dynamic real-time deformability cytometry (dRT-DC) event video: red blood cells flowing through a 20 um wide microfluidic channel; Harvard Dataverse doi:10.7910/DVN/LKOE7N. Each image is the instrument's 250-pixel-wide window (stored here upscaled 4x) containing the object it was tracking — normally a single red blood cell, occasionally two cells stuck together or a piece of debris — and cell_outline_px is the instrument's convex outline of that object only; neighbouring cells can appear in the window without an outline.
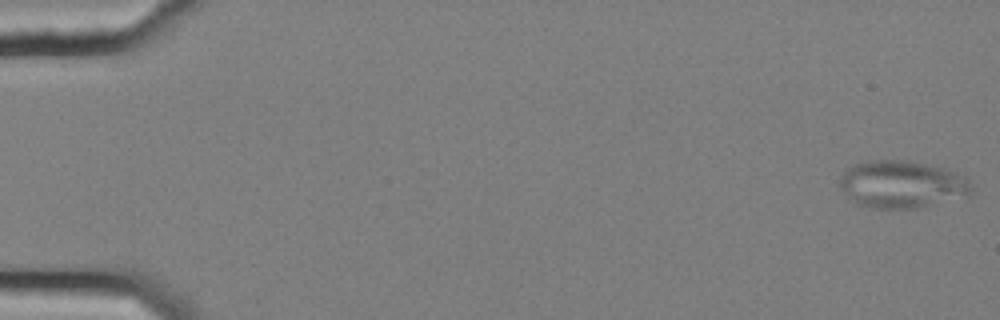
{"species": "common noctule bat (a hibernating species)", "species_latin": "Nyctalus noctula", "temperature_condition": "cold", "stored_images_in_passage": 56, "camera_frame_rate_fps": 3000, "um_per_image_px": 0.085, "animal": {"sex": "female", "body_mass_g": 25.1}, "frame": {"image": 1, "passage_image": 1, "time_ms": 0.0, "image_size_px": [1000, 320], "cell_outline_px": [[972, 188], [968, 192], [916, 208], [876, 208], [856, 204], [848, 200], [840, 184], [840, 176], [848, 168], [856, 164], [868, 160], [908, 160], [940, 168], [952, 172], [968, 180]], "centroid_in_image_um": [76.5, 15.65], "position_along_channel_um": 8.5, "area_um2": 35.14}}
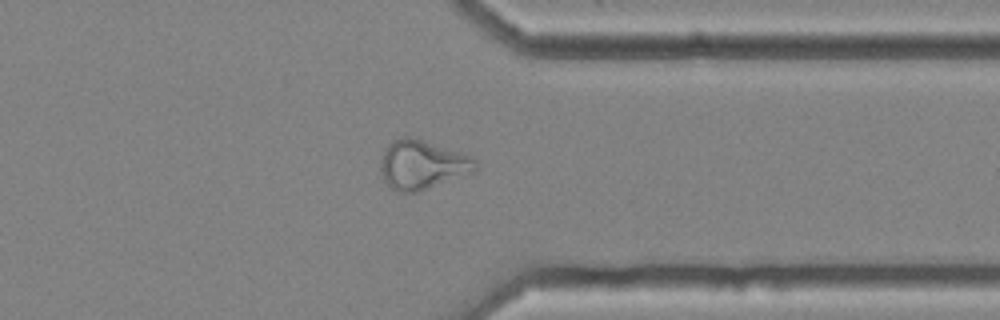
{"frame": {"image": 2, "passage_image": 44, "time_ms": 14.333, "image_size_px": [1000, 320], "cell_outline_px": [[476, 172], [420, 192], [396, 192], [384, 180], [380, 172], [380, 164], [384, 152], [388, 144], [404, 136], [408, 136], [472, 156], [476, 160]], "centroid_in_image_um": [35.91, 14.04], "position_along_channel_um": 375.5, "area_um2": 27.11}}
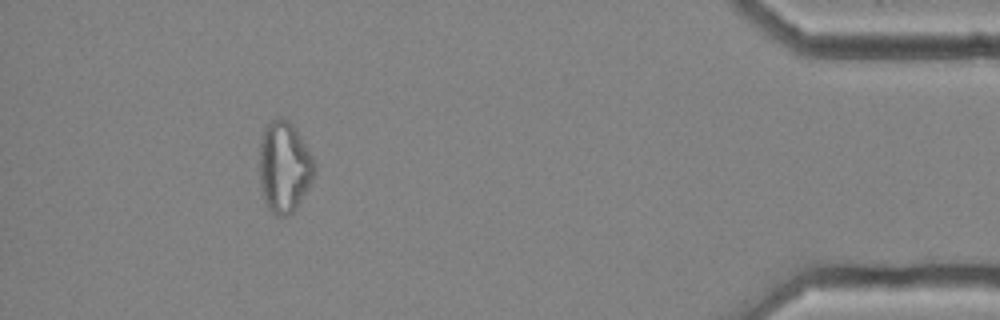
{"frame": {"image": 3, "passage_image": 51, "time_ms": 16.667, "image_size_px": [1000, 320], "cell_outline_px": [[316, 172], [308, 188], [296, 208], [288, 216], [276, 216], [268, 208], [264, 200], [260, 184], [260, 140], [264, 128], [276, 116], [280, 116], [288, 120], [296, 128], [312, 156], [316, 164]], "centroid_in_image_um": [24.17, 14.18], "position_along_channel_um": 411.0, "area_um2": 29.42}, "authors_computed_cell_mechanics": {"area_um2": 27.2238, "velocity_mm_per_s": 3.6707, "shape_relaxation_time_tau1_ms": null, "shape_relaxation_time_tau2_ms": 3.615, "deformation_change_tau1": null, "deformation_change_tau2": 0.1186}}